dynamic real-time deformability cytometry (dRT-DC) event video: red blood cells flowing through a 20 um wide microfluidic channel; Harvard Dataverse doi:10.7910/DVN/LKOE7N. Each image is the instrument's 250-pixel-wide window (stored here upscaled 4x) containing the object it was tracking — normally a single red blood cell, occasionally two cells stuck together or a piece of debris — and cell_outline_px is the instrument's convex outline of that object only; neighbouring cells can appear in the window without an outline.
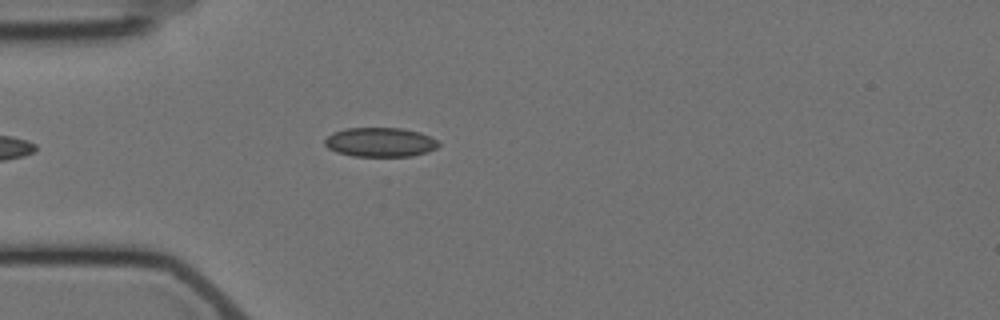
{"species": "Egyptian fruit bat (a non-hibernating species)", "species_latin": "Rousettus aegyptiacus", "temperature_condition": "cold", "stored_images_in_passage": 5, "camera_frame_rate_fps": 3000, "um_per_image_px": 0.085, "animal": {"sex": "female"}, "frame": {"image": 1, "passage_image": 4, "time_ms": 3.667, "image_size_px": [1000, 320], "cell_outline_px": [[440, 144], [436, 148], [412, 156], [352, 156], [336, 152], [328, 148], [324, 144], [324, 140], [332, 132], [344, 128], [404, 128], [420, 132], [436, 140]], "centroid_in_image_um": [32.27, 12.08], "position_along_channel_um": 52.7, "area_um2": 19.42}}